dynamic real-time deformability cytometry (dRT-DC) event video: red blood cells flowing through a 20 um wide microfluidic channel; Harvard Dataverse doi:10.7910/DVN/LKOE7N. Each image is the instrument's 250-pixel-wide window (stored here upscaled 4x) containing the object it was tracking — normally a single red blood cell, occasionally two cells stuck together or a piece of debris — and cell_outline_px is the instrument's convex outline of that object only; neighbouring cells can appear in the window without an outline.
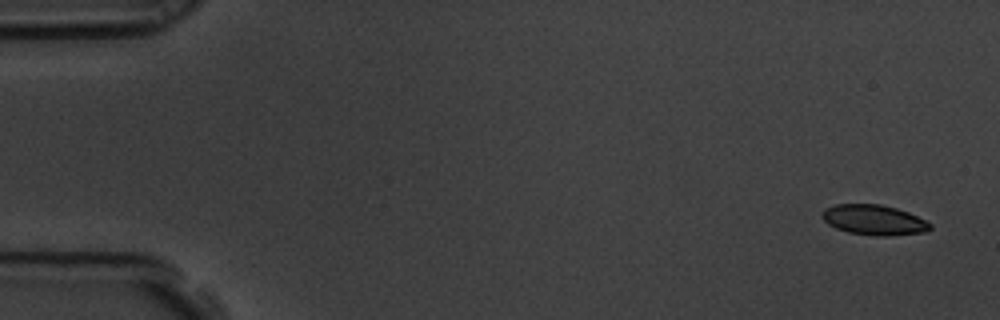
{"species": "common noctule bat (a hibernating species)", "species_latin": "Nyctalus noctula", "temperature_condition": "room temperature", "stored_images_in_passage": 6, "camera_frame_rate_fps": 3000, "um_per_image_px": 0.085, "animal": {"sex": "male", "body_mass_g": 19.5, "forearm_length_mm": 54.6}, "frame": {"image": 1, "passage_image": 1, "time_ms": 0.0, "image_size_px": [1000, 320], "cell_outline_px": [[932, 228], [928, 232], [888, 236], [876, 236], [848, 232], [836, 228], [828, 224], [820, 216], [820, 212], [824, 208], [836, 204], [880, 204], [896, 208], [908, 212], [932, 224]], "centroid_in_image_um": [74.27, 18.69], "position_along_channel_um": 10.7, "area_um2": 19.19}}
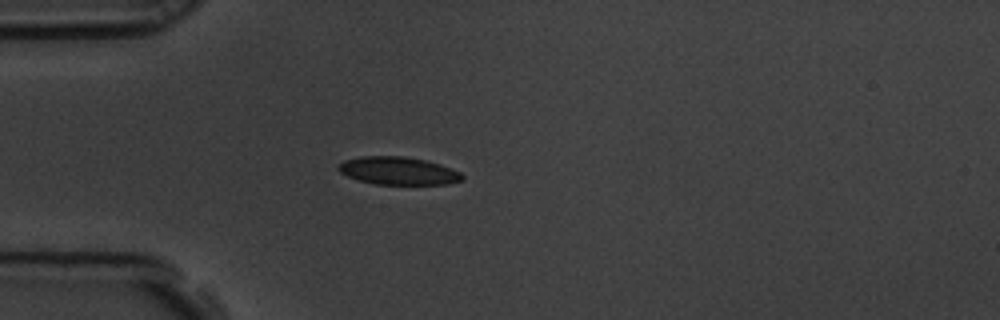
{"frame": {"image": 2, "passage_image": 5, "time_ms": 1.333, "image_size_px": [1000, 320], "cell_outline_px": [[464, 180], [448, 184], [376, 184], [360, 180], [348, 176], [340, 172], [336, 168], [344, 160], [360, 156], [404, 156], [424, 160], [440, 164], [460, 172], [464, 176]], "centroid_in_image_um": [33.86, 14.51], "position_along_channel_um": 51.1, "area_um2": 20.0}}